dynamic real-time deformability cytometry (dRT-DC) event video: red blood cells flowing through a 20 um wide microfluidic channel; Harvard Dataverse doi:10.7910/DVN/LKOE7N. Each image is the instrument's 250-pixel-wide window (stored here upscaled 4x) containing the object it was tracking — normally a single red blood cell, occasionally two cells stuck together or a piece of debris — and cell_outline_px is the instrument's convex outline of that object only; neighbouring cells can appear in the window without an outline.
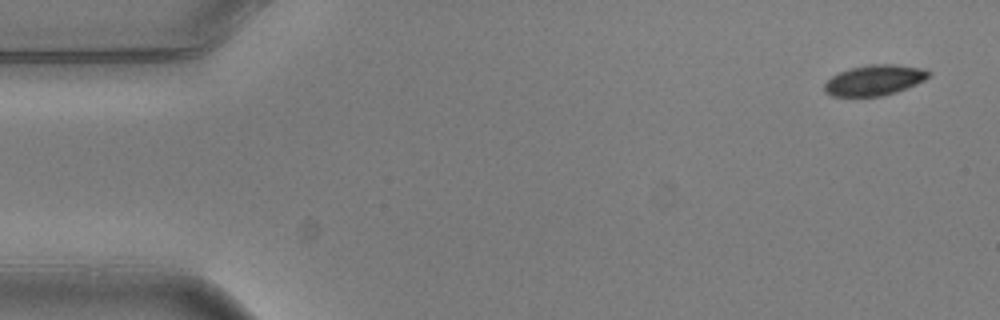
{"species": "common noctule bat (a hibernating species)", "species_latin": "Nyctalus noctula", "temperature_condition": "warm", "stored_images_in_passage": 4, "camera_frame_rate_fps": 3000, "um_per_image_px": 0.085, "animal": {"sex": "male", "body_mass_g": 20.5, "forearm_length_mm": 52.5}, "frame": {"image": 1, "passage_image": 1, "time_ms": 0.0, "image_size_px": [1000, 320], "cell_outline_px": [[932, 72], [924, 80], [916, 84], [896, 92], [880, 96], [832, 96], [824, 92], [824, 84], [832, 76], [840, 72], [852, 68], [868, 64], [896, 64], [920, 68]], "centroid_in_image_um": [74.32, 6.81], "position_along_channel_um": 10.7, "area_um2": 18.38}}
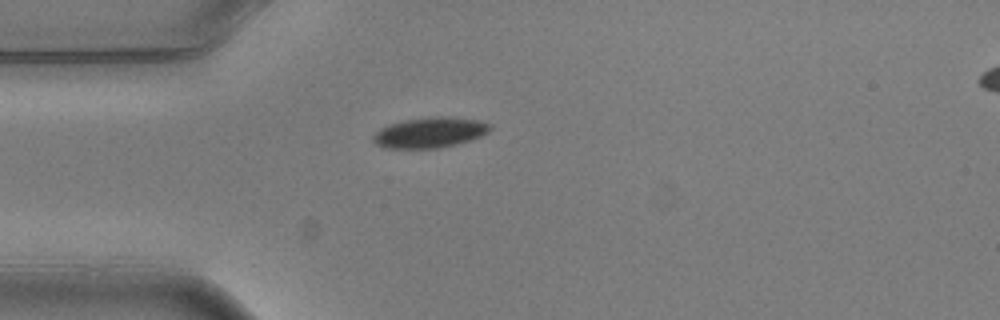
{"frame": {"image": 2, "passage_image": 4, "time_ms": 1.0, "image_size_px": [1000, 320], "cell_outline_px": [[492, 128], [488, 132], [472, 140], [440, 148], [384, 148], [376, 144], [372, 140], [372, 136], [380, 128], [388, 124], [404, 120], [436, 116], [444, 116], [480, 120], [492, 124]], "centroid_in_image_um": [36.55, 11.26], "position_along_channel_um": 48.5, "area_um2": 20.92}}